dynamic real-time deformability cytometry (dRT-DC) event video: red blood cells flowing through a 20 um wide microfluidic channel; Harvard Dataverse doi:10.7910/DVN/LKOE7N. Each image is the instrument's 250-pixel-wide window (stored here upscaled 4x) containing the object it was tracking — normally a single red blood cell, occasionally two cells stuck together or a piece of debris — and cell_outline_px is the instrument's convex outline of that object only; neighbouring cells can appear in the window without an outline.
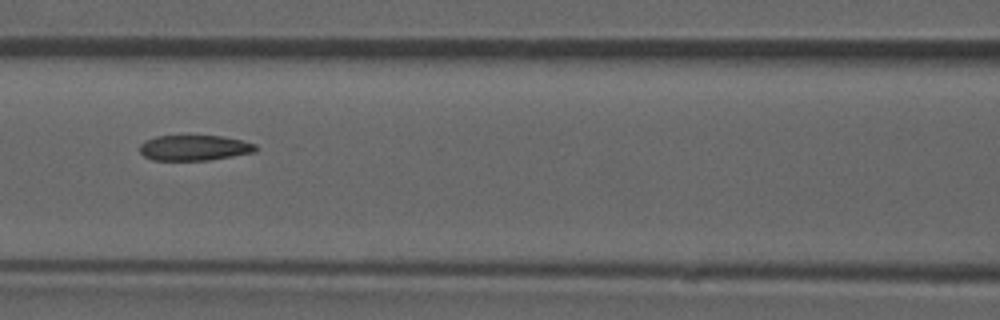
{"species": "common noctule bat (a hibernating species)", "species_latin": "Nyctalus noctula", "temperature_condition": "room temperature", "stored_images_in_passage": 52, "camera_frame_rate_fps": 3000, "um_per_image_px": 0.085, "animal": {"sex": "male", "forearm_length_mm": 52.5}, "frame": {"image": 1, "passage_image": 23, "time_ms": 7.333, "image_size_px": [1000, 320], "cell_outline_px": [[256, 152], [208, 160], [152, 160], [144, 156], [140, 152], [140, 144], [144, 140], [156, 136], [224, 136], [256, 144]], "centroid_in_image_um": [16.49, 12.56], "position_along_channel_um": 150.1, "area_um2": 17.17}}